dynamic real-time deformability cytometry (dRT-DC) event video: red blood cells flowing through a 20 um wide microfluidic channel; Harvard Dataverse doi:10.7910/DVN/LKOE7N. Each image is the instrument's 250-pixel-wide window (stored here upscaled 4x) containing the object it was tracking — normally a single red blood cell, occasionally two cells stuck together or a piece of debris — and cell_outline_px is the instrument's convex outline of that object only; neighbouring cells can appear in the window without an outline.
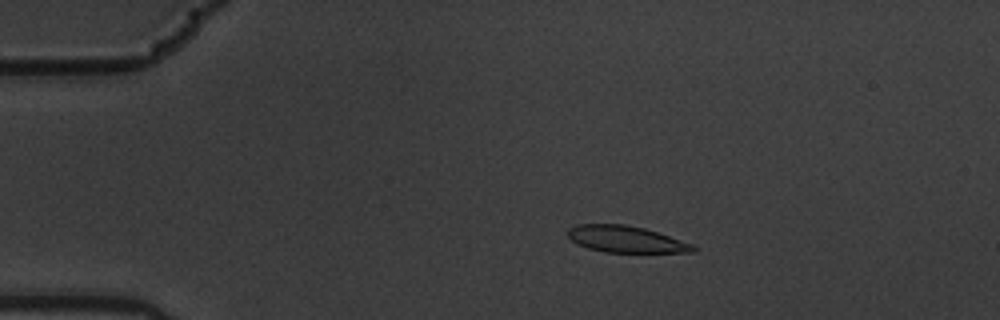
{"species": "common noctule bat (a hibernating species)", "species_latin": "Nyctalus noctula", "temperature_condition": "warm", "stored_images_in_passage": 6, "camera_frame_rate_fps": 3000, "um_per_image_px": 0.085, "animal": {"sex": "male", "body_mass_g": 19.5, "forearm_length_mm": 54.6}, "frame": {"image": 1, "passage_image": 3, "time_ms": 0.667, "image_size_px": [1000, 320], "cell_outline_px": [[696, 252], [604, 252], [588, 248], [572, 240], [568, 236], [568, 228], [576, 224], [624, 224], [644, 228], [692, 244], [696, 248]], "centroid_in_image_um": [53.18, 20.33], "position_along_channel_um": 31.8, "area_um2": 19.13}}
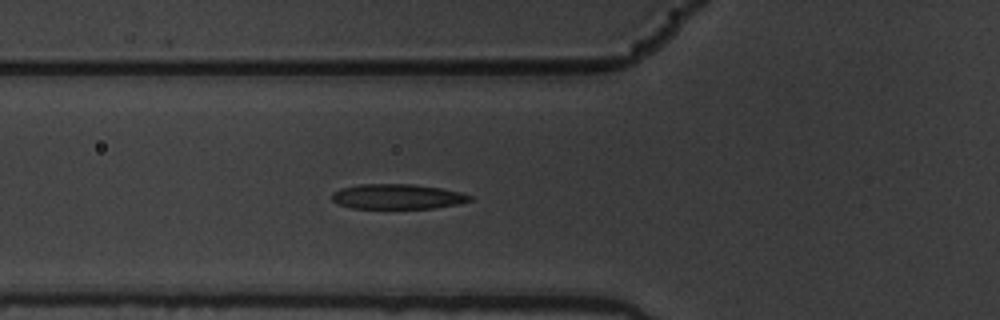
{"frame": {"image": 2, "passage_image": 6, "time_ms": 1.667, "image_size_px": [1000, 320], "cell_outline_px": [[472, 200], [460, 204], [436, 208], [352, 208], [336, 204], [332, 200], [332, 192], [340, 188], [360, 184], [412, 184], [440, 188], [460, 192], [472, 196]], "centroid_in_image_um": [33.77, 16.71], "position_along_channel_um": 92.0, "area_um2": 20.23}}